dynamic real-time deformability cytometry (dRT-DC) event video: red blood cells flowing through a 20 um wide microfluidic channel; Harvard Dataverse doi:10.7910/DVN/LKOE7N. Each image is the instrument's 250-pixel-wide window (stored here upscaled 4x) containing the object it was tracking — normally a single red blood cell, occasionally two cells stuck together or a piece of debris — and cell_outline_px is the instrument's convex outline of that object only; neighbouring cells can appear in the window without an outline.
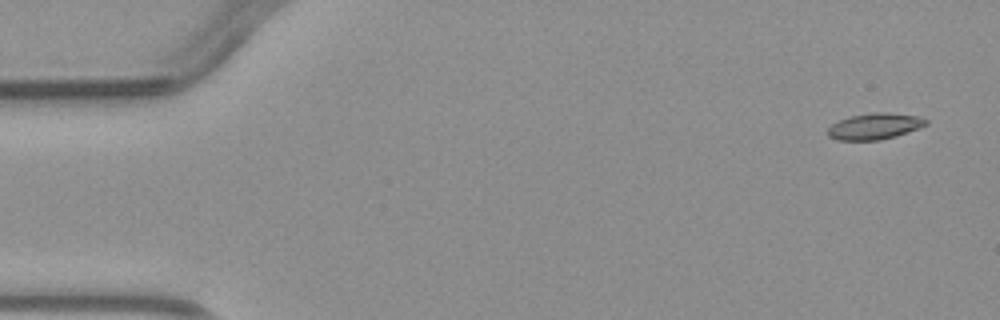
{"species": "common noctule bat (a hibernating species)", "species_latin": "Nyctalus noctula", "temperature_condition": "warm", "stored_images_in_passage": 4, "camera_frame_rate_fps": 3000, "um_per_image_px": 0.085, "animal": {"sex": "male", "body_mass_g": 23.1, "forearm_length_mm": 52.7}, "frame": {"image": 1, "passage_image": 1, "time_ms": 0.0, "image_size_px": [1000, 320], "cell_outline_px": [[928, 124], [896, 136], [880, 140], [836, 140], [828, 136], [828, 128], [832, 124], [840, 120], [852, 116], [876, 112], [884, 112], [920, 116], [928, 120]], "centroid_in_image_um": [74.36, 10.74], "position_along_channel_um": 10.6, "area_um2": 14.85}}
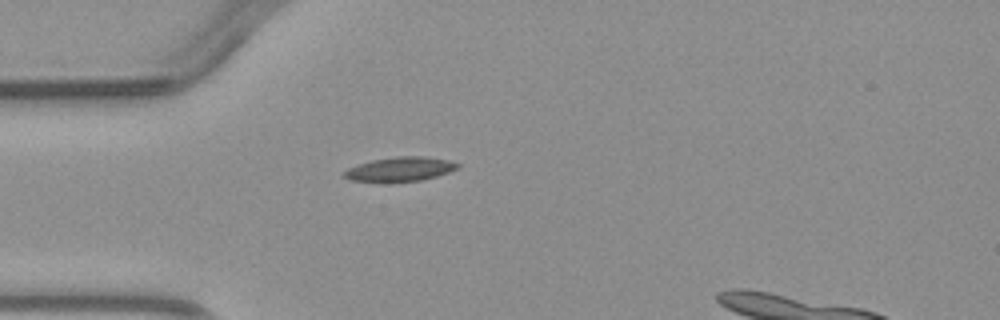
{"frame": {"image": 2, "passage_image": 4, "time_ms": 3.667, "image_size_px": [1000, 320], "cell_outline_px": [[460, 164], [456, 168], [448, 172], [436, 176], [420, 180], [348, 180], [344, 176], [344, 172], [348, 168], [372, 160], [400, 156], [424, 156], [448, 160]], "centroid_in_image_um": [34.03, 14.34], "position_along_channel_um": 51.0, "area_um2": 15.26}}